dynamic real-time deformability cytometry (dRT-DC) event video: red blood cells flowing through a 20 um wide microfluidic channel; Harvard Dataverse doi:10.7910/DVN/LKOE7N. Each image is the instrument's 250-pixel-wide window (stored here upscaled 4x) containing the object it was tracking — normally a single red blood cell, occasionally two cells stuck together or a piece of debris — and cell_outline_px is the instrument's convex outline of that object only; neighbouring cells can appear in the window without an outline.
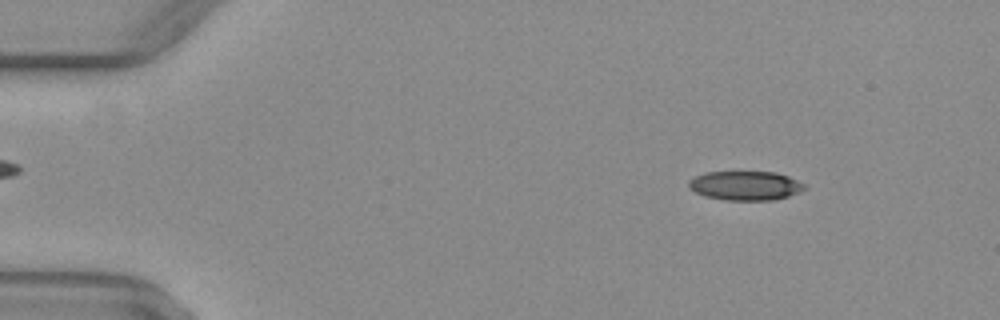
{"species": "common noctule bat (a hibernating species)", "species_latin": "Nyctalus noctula", "temperature_condition": "warm", "stored_images_in_passage": 12, "camera_frame_rate_fps": 3000, "um_per_image_px": 0.085, "animal": {"sex": "female", "body_mass_g": 29.2, "forearm_length_mm": 56.3}, "frame": {"image": 1, "passage_image": 4, "time_ms": 1.0, "image_size_px": [1000, 320], "cell_outline_px": [[808, 188], [800, 192], [776, 200], [724, 200], [704, 196], [688, 188], [688, 180], [704, 172], [776, 172], [788, 176], [808, 184]], "centroid_in_image_um": [63.39, 15.78], "position_along_channel_um": 21.6, "area_um2": 20.0}}